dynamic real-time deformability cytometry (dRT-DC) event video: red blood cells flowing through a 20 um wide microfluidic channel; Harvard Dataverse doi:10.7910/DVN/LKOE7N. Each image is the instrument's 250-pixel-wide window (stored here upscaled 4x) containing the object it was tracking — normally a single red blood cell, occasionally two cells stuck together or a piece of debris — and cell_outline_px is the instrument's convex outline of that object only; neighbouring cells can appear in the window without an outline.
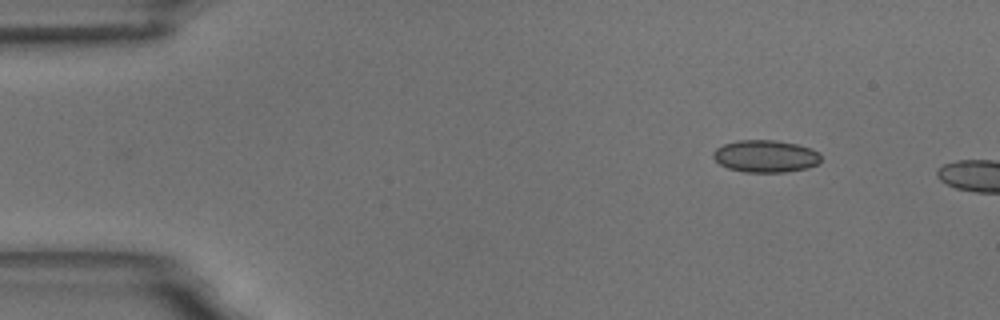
{"species": "common noctule bat (a hibernating species)", "species_latin": "Nyctalus noctula", "temperature_condition": "room temperature", "stored_images_in_passage": 5, "camera_frame_rate_fps": 3000, "um_per_image_px": 0.085, "animal": {"sex": "male", "body_mass_g": 18.8}, "frame": {"image": 1, "passage_image": 1, "time_ms": 0.0, "image_size_px": [1000, 320], "cell_outline_px": [[820, 160], [816, 164], [804, 168], [784, 172], [744, 172], [728, 168], [720, 164], [712, 156], [712, 152], [716, 148], [724, 144], [736, 140], [776, 140], [796, 144], [820, 152]], "centroid_in_image_um": [65.03, 13.27], "position_along_channel_um": 20.0, "area_um2": 20.11}}